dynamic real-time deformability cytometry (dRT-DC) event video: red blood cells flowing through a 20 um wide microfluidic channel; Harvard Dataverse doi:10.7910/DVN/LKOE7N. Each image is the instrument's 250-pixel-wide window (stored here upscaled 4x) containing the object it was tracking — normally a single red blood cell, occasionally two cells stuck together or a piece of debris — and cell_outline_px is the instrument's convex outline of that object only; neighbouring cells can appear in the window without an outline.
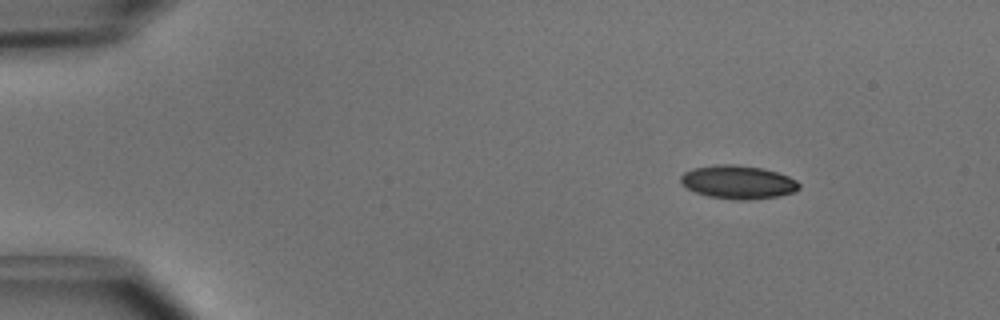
{"species": "common noctule bat (a hibernating species)", "species_latin": "Nyctalus noctula", "temperature_condition": "cold", "stored_images_in_passage": 3, "camera_frame_rate_fps": 3000, "um_per_image_px": 0.085, "animal": {"sex": "male", "body_mass_g": 15.6}, "frame": {"image": 1, "passage_image": 1, "time_ms": 0.0, "image_size_px": [1000, 320], "cell_outline_px": [[800, 188], [796, 192], [780, 196], [744, 200], [740, 200], [708, 196], [696, 192], [680, 184], [680, 176], [684, 172], [692, 168], [716, 164], [736, 164], [760, 168], [776, 172], [788, 176], [796, 180], [800, 184]], "centroid_in_image_um": [62.73, 15.47], "position_along_channel_um": 22.3, "area_um2": 23.12}}